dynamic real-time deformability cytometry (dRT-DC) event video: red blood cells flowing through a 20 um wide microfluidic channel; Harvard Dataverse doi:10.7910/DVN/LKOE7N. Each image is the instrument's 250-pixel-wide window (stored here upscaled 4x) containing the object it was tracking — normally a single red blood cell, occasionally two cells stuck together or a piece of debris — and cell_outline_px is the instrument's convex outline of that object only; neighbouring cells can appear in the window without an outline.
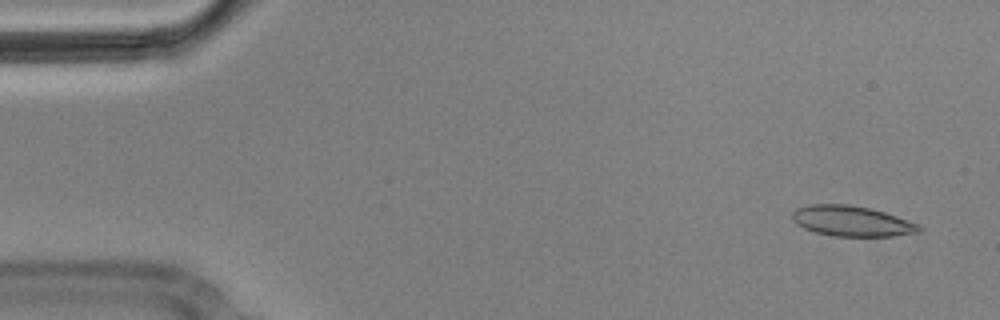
{"species": "Egyptian fruit bat (a non-hibernating species)", "species_latin": "Rousettus aegyptiacus", "temperature_condition": "cold", "stored_images_in_passage": 3, "camera_frame_rate_fps": 3000, "um_per_image_px": 0.085, "animal": {"sex": "male"}, "frame": {"image": 1, "passage_image": 1, "time_ms": 0.0, "image_size_px": [1000, 320], "cell_outline_px": [[924, 228], [920, 232], [892, 236], [832, 236], [816, 232], [804, 228], [796, 224], [792, 220], [792, 212], [796, 208], [808, 204], [848, 204], [868, 208], [884, 212], [920, 224]], "centroid_in_image_um": [72.4, 18.79], "position_along_channel_um": 12.6, "area_um2": 22.6}}
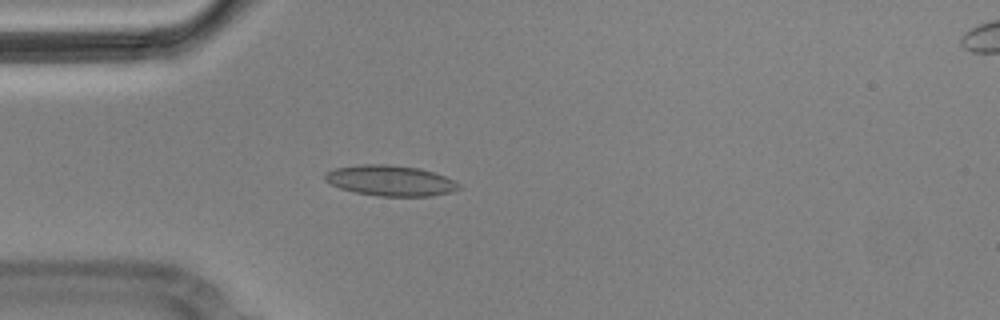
{"frame": {"image": 2, "passage_image": 3, "time_ms": 0.667, "image_size_px": [1000, 320], "cell_outline_px": [[460, 188], [448, 192], [432, 196], [380, 196], [356, 192], [340, 188], [324, 180], [324, 176], [328, 172], [336, 168], [360, 164], [388, 164], [420, 168], [456, 180], [460, 184]], "centroid_in_image_um": [33.2, 15.34], "position_along_channel_um": 51.8, "area_um2": 23.7}}